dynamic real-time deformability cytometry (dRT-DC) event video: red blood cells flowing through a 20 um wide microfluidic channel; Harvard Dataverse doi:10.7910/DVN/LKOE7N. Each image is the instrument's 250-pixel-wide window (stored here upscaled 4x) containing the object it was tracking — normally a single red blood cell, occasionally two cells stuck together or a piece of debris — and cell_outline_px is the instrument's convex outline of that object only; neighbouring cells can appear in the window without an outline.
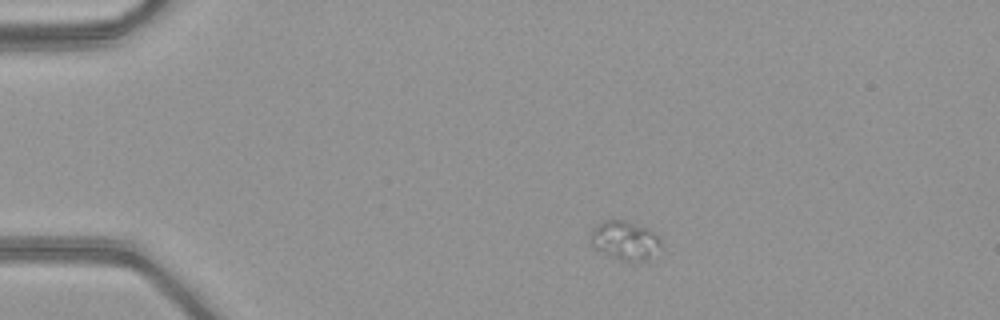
{"species": "common noctule bat (a hibernating species)", "species_latin": "Nyctalus noctula", "temperature_condition": "warm", "stored_images_in_passage": 43, "camera_frame_rate_fps": 3000, "um_per_image_px": 0.085, "animal": {"sex": "female", "body_mass_g": 21.9}, "frame": {"image": 1, "passage_image": 1, "time_ms": 0.0, "image_size_px": [1000, 320], "cell_outline_px": [[660, 244], [648, 260], [620, 260], [596, 248], [592, 244], [592, 232], [604, 220], [624, 220], [648, 228], [660, 236]], "centroid_in_image_um": [53.16, 20.41], "position_along_channel_um": 31.8, "area_um2": 15.26}}
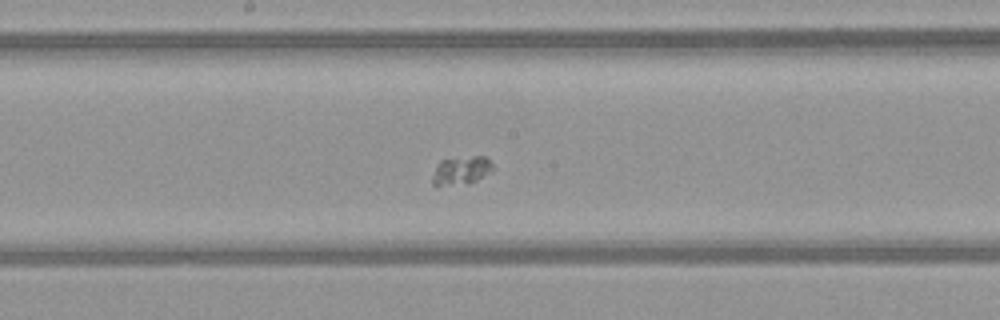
{"frame": {"image": 2, "passage_image": 19, "time_ms": 6.0, "image_size_px": [1000, 320], "cell_outline_px": [[492, 172], [468, 184], [436, 188], [432, 184], [432, 176], [440, 160], [472, 156], [484, 156], [492, 164]], "centroid_in_image_um": [39.15, 14.54], "position_along_channel_um": 209.0, "area_um2": 10.23}}
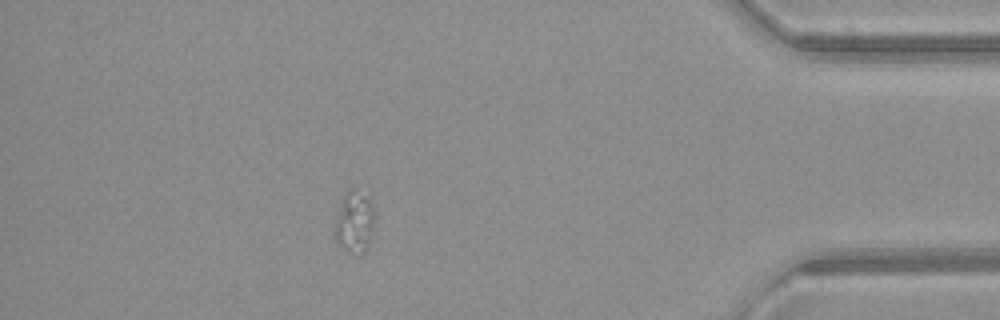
{"frame": {"image": 3, "passage_image": 37, "time_ms": 12.0, "image_size_px": [1000, 320], "cell_outline_px": [[376, 216], [364, 252], [360, 256], [336, 244], [332, 236], [332, 232], [340, 200], [344, 192], [352, 188], [368, 196], [376, 212]], "centroid_in_image_um": [30.08, 18.84], "position_along_channel_um": 405.1, "area_um2": 14.8}}